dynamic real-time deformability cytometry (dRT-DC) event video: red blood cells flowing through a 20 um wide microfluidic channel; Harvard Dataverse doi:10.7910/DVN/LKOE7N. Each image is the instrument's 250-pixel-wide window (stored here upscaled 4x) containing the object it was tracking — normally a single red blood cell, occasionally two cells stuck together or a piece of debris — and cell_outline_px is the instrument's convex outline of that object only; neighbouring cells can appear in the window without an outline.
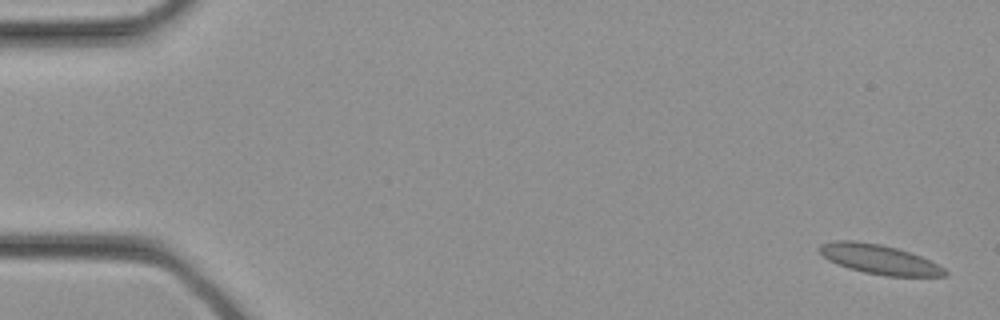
{"species": "common noctule bat (a hibernating species)", "species_latin": "Nyctalus noctula", "temperature_condition": "cold", "stored_images_in_passage": 27, "camera_frame_rate_fps": 3000, "um_per_image_px": 0.085, "animal": {"sex": "female", "body_mass_g": 21.9}, "frame": {"image": 1, "passage_image": 1, "time_ms": 0.0, "image_size_px": [1000, 320], "cell_outline_px": [[948, 276], [884, 276], [864, 272], [848, 268], [836, 264], [828, 260], [820, 252], [820, 244], [832, 240], [856, 240], [880, 244], [896, 248], [920, 256], [944, 268], [948, 272]], "centroid_in_image_um": [74.7, 22.04], "position_along_channel_um": 10.3, "area_um2": 21.5}}
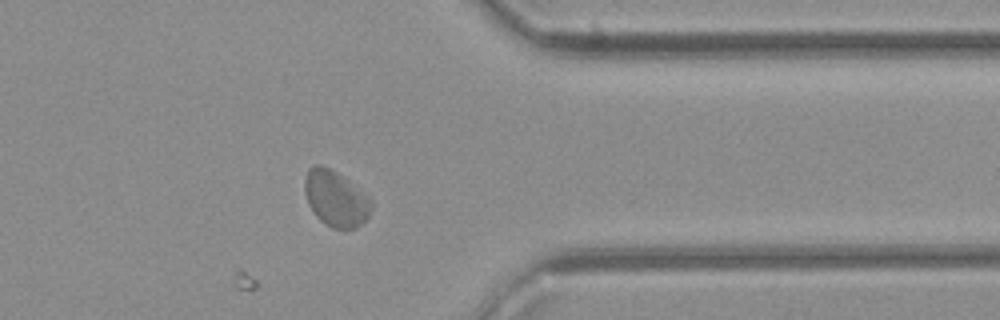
{"frame": {"image": 2, "passage_image": 27, "time_ms": 8.667, "image_size_px": [1000, 320], "cell_outline_px": [[372, 208], [368, 216], [356, 228], [332, 228], [324, 224], [312, 212], [308, 204], [304, 192], [304, 180], [308, 168], [316, 164], [320, 164], [336, 172], [368, 196], [372, 200]], "centroid_in_image_um": [28.49, 16.88], "position_along_channel_um": 382.9, "area_um2": 21.56}}